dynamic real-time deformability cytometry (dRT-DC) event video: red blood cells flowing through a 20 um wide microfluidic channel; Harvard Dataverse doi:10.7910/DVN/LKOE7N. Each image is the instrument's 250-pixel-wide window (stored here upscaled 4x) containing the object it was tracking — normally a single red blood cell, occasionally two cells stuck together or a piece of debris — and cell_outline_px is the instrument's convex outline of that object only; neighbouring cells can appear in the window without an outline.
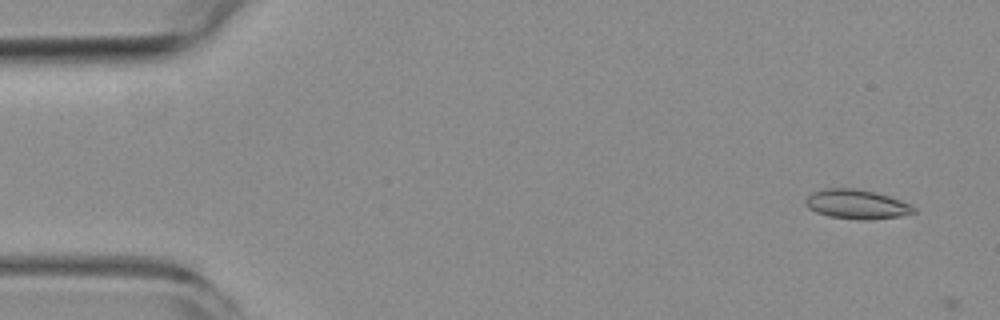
{"species": "common noctule bat (a hibernating species)", "species_latin": "Nyctalus noctula", "temperature_condition": "room temperature", "stored_images_in_passage": 2, "camera_frame_rate_fps": 3000, "um_per_image_px": 0.085, "animal": {"sex": "female", "body_mass_g": 19.3, "forearm_length_mm": 54.1}, "frame": {"image": 1, "passage_image": 1, "time_ms": 0.0, "image_size_px": [1000, 320], "cell_outline_px": [[916, 212], [900, 216], [868, 220], [860, 220], [828, 216], [816, 212], [808, 208], [804, 204], [804, 200], [812, 192], [824, 188], [856, 188], [888, 196], [912, 204], [916, 208]], "centroid_in_image_um": [72.8, 17.36], "position_along_channel_um": 12.2, "area_um2": 18.61}}